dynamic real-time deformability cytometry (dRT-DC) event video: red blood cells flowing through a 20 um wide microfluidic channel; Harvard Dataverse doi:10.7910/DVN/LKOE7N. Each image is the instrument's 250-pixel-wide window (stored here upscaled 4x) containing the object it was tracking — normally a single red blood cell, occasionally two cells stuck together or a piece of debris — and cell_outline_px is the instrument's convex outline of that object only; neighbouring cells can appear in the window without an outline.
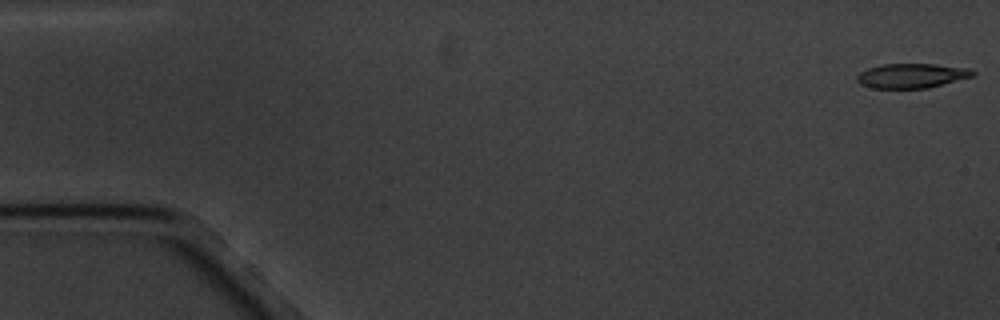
{"species": "common noctule bat (a hibernating species)", "species_latin": "Nyctalus noctula", "temperature_condition": "cold", "stored_images_in_passage": 5, "camera_frame_rate_fps": 3000, "um_per_image_px": 0.085, "animal": {"sex": "male", "body_mass_g": 20.1, "forearm_length_mm": 53.5}, "frame": {"image": 1, "passage_image": 1, "time_ms": 0.0, "image_size_px": [1000, 320], "cell_outline_px": [[976, 72], [972, 76], [928, 88], [872, 88], [860, 84], [856, 80], [856, 76], [860, 72], [868, 68], [880, 64], [936, 64], [972, 68]], "centroid_in_image_um": [77.48, 6.43], "position_along_channel_um": 7.5, "area_um2": 16.65}}
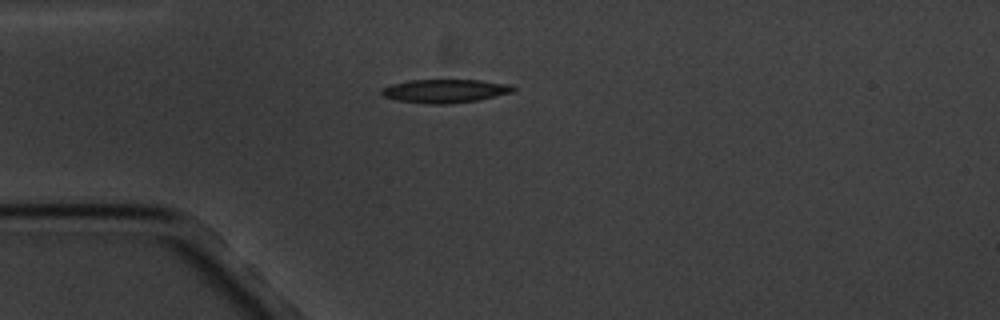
{"frame": {"image": 2, "passage_image": 5, "time_ms": 4.667, "image_size_px": [1000, 320], "cell_outline_px": [[516, 92], [476, 100], [452, 104], [428, 104], [396, 100], [384, 96], [380, 92], [380, 88], [392, 84], [408, 80], [480, 80], [508, 84], [516, 88]], "centroid_in_image_um": [37.82, 7.73], "position_along_channel_um": 47.2, "area_um2": 18.15}}